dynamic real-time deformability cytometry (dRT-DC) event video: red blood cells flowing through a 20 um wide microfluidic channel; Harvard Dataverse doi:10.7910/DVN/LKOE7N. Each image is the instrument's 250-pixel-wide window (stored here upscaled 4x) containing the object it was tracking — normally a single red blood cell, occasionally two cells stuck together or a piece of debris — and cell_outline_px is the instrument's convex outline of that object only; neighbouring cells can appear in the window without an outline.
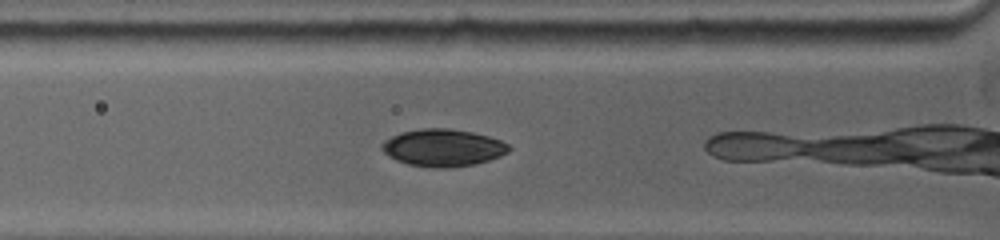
{"species": "common noctule bat (a hibernating species)", "species_latin": "Nyctalus noctula", "temperature_condition": "warm", "stored_images_in_passage": 32, "camera_frame_rate_fps": 5000, "um_per_image_px": 0.085, "animal": {"sex": "female", "body_mass_g": 19.0, "forearm_length_mm": 53.3}, "frame": {"image": 1, "passage_image": 2, "time_ms": 0.4, "image_size_px": [1000, 240], "cell_outline_px": [[512, 148], [508, 152], [500, 156], [476, 164], [452, 168], [432, 168], [408, 164], [396, 160], [388, 156], [380, 148], [380, 144], [384, 140], [400, 132], [420, 128], [448, 128], [472, 132], [488, 136], [500, 140], [508, 144]], "centroid_in_image_um": [37.63, 12.56], "position_along_channel_um": 88.2, "area_um2": 27.86}}
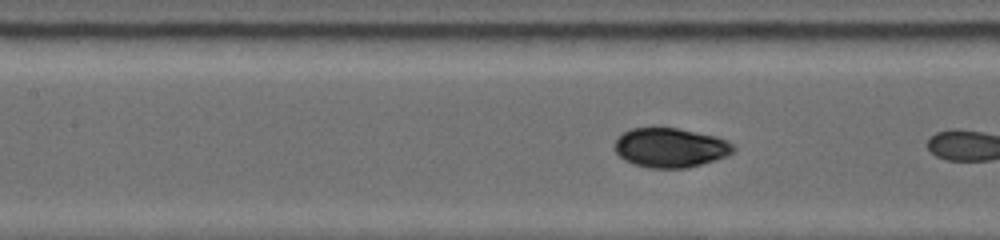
{"frame": {"image": 2, "passage_image": 11, "time_ms": 2.0, "image_size_px": [1000, 240], "cell_outline_px": [[736, 148], [728, 156], [688, 168], [648, 168], [632, 164], [624, 160], [616, 152], [616, 140], [624, 132], [632, 128], [676, 128], [716, 136], [732, 144]], "centroid_in_image_um": [56.99, 12.57], "position_along_channel_um": 150.4, "area_um2": 27.11}}
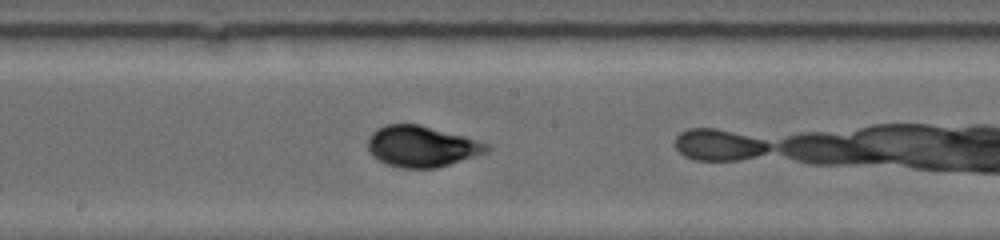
{"frame": {"image": 3, "passage_image": 20, "time_ms": 3.6, "image_size_px": [1000, 240], "cell_outline_px": [[492, 148], [488, 152], [436, 168], [400, 168], [384, 164], [372, 156], [368, 152], [368, 136], [376, 128], [388, 124], [420, 124], [480, 140], [488, 144]], "centroid_in_image_um": [35.82, 12.44], "position_along_channel_um": 212.4, "area_um2": 28.78}}